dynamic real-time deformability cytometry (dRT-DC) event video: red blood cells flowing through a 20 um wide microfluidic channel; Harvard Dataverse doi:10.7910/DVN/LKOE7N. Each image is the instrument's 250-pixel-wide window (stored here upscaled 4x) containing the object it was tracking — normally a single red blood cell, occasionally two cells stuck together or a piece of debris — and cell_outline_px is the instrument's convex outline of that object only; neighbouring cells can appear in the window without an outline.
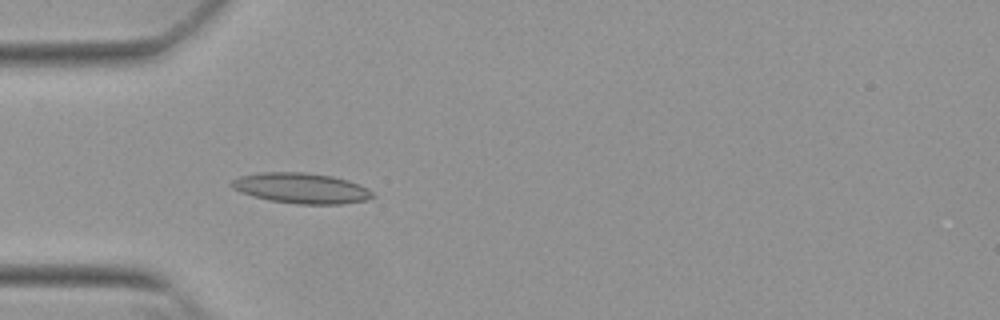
{"species": "Egyptian fruit bat (a non-hibernating species)", "species_latin": "Rousettus aegyptiacus", "temperature_condition": "warm", "stored_images_in_passage": 54, "camera_frame_rate_fps": 3000, "um_per_image_px": 0.085, "animal": {"sex": "female"}, "frame": {"image": 1, "passage_image": 17, "time_ms": 5.333, "image_size_px": [1000, 320], "cell_outline_px": [[376, 196], [368, 200], [344, 204], [296, 204], [268, 200], [252, 196], [240, 192], [232, 188], [228, 184], [232, 180], [240, 176], [260, 172], [304, 172], [332, 176], [348, 180], [360, 184], [368, 188]], "centroid_in_image_um": [25.61, 16.0], "position_along_channel_um": 59.4, "area_um2": 25.37}}
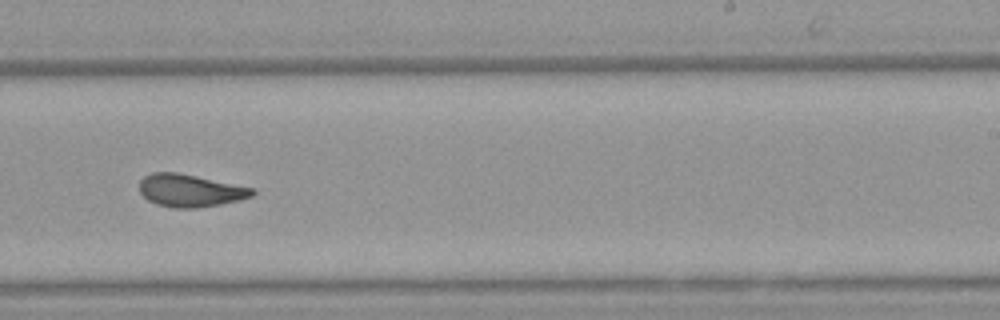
{"frame": {"image": 2, "passage_image": 34, "time_ms": 11.0, "image_size_px": [1000, 320], "cell_outline_px": [[256, 192], [252, 196], [240, 200], [220, 204], [196, 208], [172, 208], [156, 204], [148, 200], [140, 192], [140, 180], [144, 176], [152, 172], [176, 172], [256, 188]], "centroid_in_image_um": [16.18, 16.2], "position_along_channel_um": 272.8, "area_um2": 21.5}}
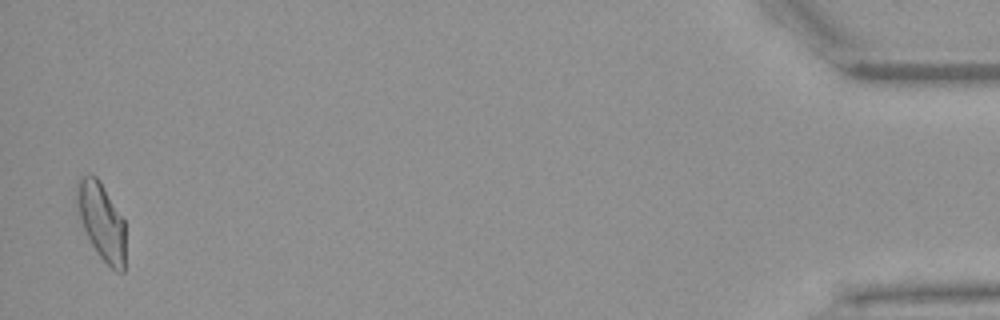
{"frame": {"image": 3, "passage_image": 53, "time_ms": 17.333, "image_size_px": [1000, 320], "cell_outline_px": [[124, 272], [116, 272], [100, 256], [92, 244], [84, 228], [76, 204], [76, 184], [84, 176], [96, 176], [100, 180], [124, 220]], "centroid_in_image_um": [8.63, 18.8], "position_along_channel_um": 426.6, "area_um2": 21.33}, "authors_computed_cell_mechanics": {"area_um2": 21.8484, "velocity_mm_per_s": 3.836, "shape_relaxation_time_tau1_ms": 9.0702, "shape_relaxation_time_tau2_ms": 2.0561, "deformation_change_tau1": 0.2113, "deformation_change_tau2": 0.0982}}